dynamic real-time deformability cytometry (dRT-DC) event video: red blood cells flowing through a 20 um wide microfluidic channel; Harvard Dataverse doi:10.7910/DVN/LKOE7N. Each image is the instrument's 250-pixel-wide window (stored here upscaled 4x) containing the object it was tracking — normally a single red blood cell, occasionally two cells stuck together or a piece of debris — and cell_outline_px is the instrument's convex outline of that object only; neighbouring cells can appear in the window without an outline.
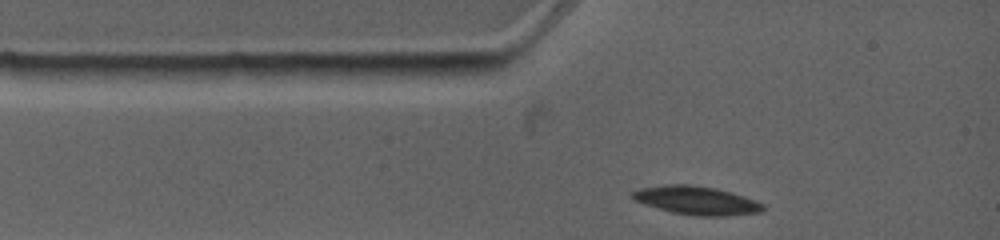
{"species": "common noctule bat (a hibernating species)", "species_latin": "Nyctalus noctula", "temperature_condition": "warm", "stored_images_in_passage": 2, "camera_frame_rate_fps": 4500, "um_per_image_px": 0.085, "animal": {"sex": "female", "body_mass_g": 19.0, "forearm_length_mm": 53.3}, "frame": {"image": 1, "passage_image": 1, "time_ms": 0.0, "image_size_px": [1000, 240], "cell_outline_px": [[764, 208], [760, 212], [728, 216], [692, 216], [672, 212], [644, 204], [632, 200], [628, 196], [632, 192], [640, 188], [664, 184], [692, 184], [716, 188], [732, 192], [756, 200], [764, 204]], "centroid_in_image_um": [59.17, 17.03], "position_along_channel_um": 25.8, "area_um2": 22.02}}